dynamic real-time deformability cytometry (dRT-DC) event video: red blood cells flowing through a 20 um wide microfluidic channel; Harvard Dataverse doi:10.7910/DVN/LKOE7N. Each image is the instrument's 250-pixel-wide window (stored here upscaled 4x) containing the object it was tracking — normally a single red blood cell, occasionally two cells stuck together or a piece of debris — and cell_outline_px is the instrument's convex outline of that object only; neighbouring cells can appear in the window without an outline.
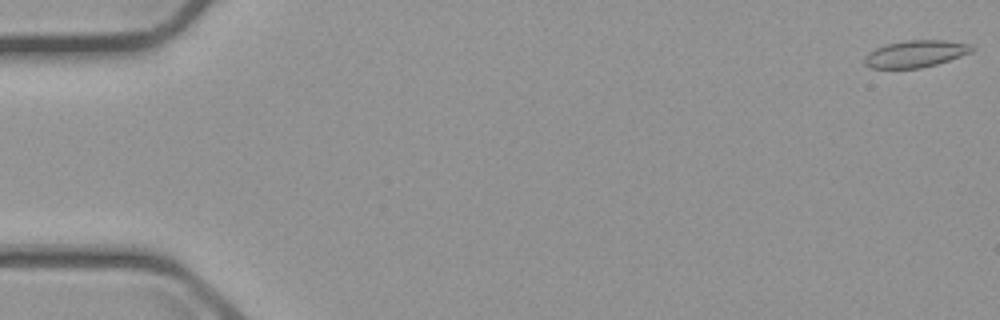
{"species": "common noctule bat (a hibernating species)", "species_latin": "Nyctalus noctula", "temperature_condition": "cold", "stored_images_in_passage": 7, "segment_of_instrument_passage": [1, 2], "camera_frame_rate_fps": 3000, "um_per_image_px": 0.085, "animal": {"sex": "male", "body_mass_g": 23.1, "forearm_length_mm": 52.7}, "frame": {"image": 1, "passage_image": 1, "time_ms": 0.0, "image_size_px": [1000, 320], "cell_outline_px": [[976, 48], [972, 52], [936, 64], [920, 68], [872, 68], [864, 64], [864, 56], [868, 52], [884, 44], [908, 40], [944, 40], [968, 44]], "centroid_in_image_um": [77.79, 4.57], "position_along_channel_um": 7.2, "area_um2": 16.82}}
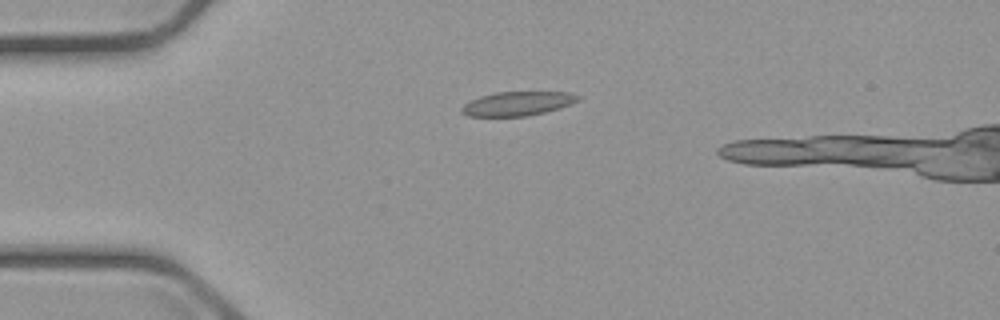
{"frame": {"image": 2, "passage_image": 4, "time_ms": 4.333, "image_size_px": [1000, 320], "cell_outline_px": [[580, 96], [576, 100], [560, 108], [528, 116], [468, 116], [460, 112], [460, 108], [464, 104], [480, 96], [496, 92], [568, 92]], "centroid_in_image_um": [43.93, 8.81], "position_along_channel_um": 41.1, "area_um2": 16.13}}
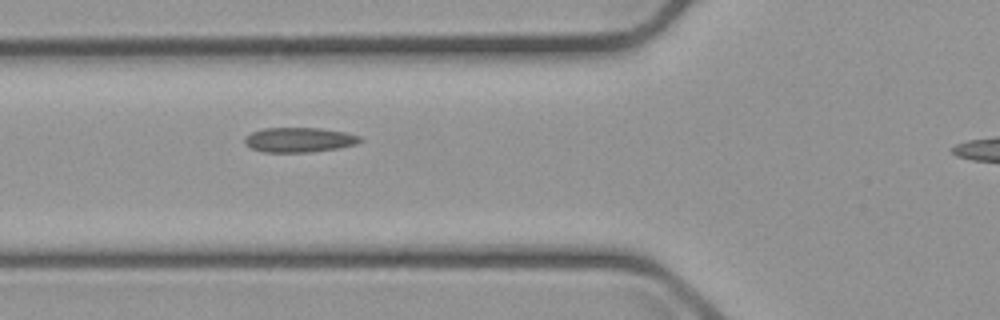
{"frame": {"image": 3, "passage_image": 6, "time_ms": 6.667, "image_size_px": [1000, 320], "cell_outline_px": [[364, 140], [356, 144], [340, 148], [312, 152], [264, 152], [252, 148], [244, 140], [252, 132], [264, 128], [320, 128], [348, 132], [360, 136]], "centroid_in_image_um": [25.52, 11.88], "position_along_channel_um": 100.3, "area_um2": 16.65}}